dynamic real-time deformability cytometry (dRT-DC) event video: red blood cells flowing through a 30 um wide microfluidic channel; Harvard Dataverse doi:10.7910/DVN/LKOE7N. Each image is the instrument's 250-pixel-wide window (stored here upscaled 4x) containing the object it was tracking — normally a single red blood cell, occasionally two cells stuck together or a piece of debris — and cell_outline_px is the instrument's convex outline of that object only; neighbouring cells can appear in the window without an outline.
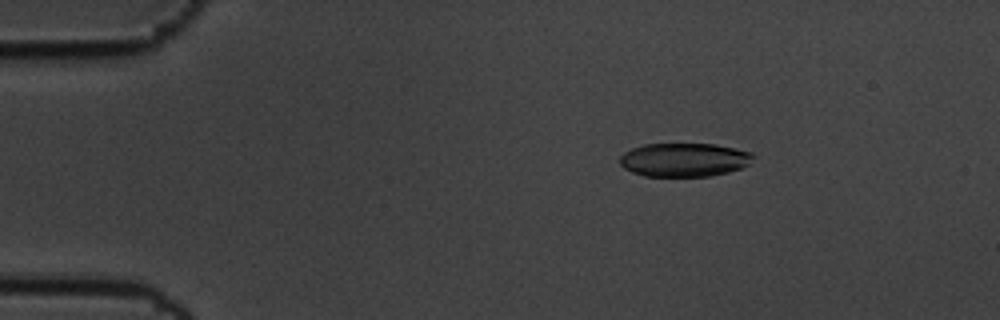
{"species": "common noctule bat (a hibernating species)", "species_latin": "Nyctalus noctula", "temperature_condition": "cold", "stored_images_in_passage": 58, "camera_frame_rate_fps": 3000, "um_per_image_px": 0.085, "animal": {"sex": "male", "body_mass_g": 19.5, "forearm_length_mm": 54.6}, "frame": {"image": 1, "passage_image": 10, "time_ms": 3.0, "image_size_px": [1000, 320], "cell_outline_px": [[756, 156], [748, 164], [740, 168], [728, 172], [712, 176], [644, 176], [632, 172], [624, 168], [620, 164], [620, 156], [624, 152], [632, 148], [644, 144], [716, 144], [736, 148], [752, 152]], "centroid_in_image_um": [58.17, 13.58], "position_along_channel_um": 26.8, "area_um2": 26.3}}
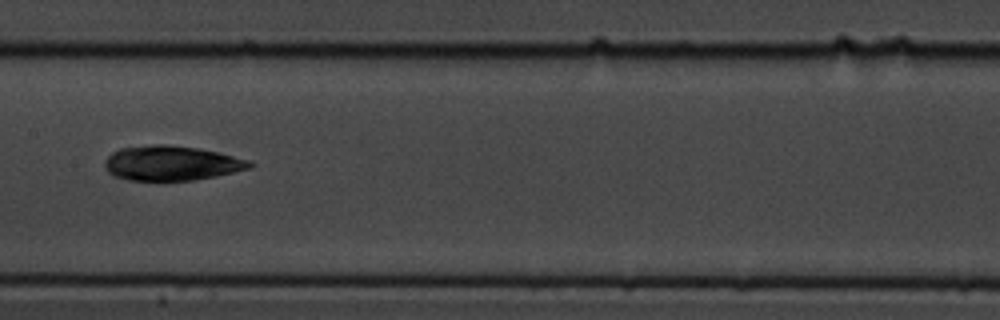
{"frame": {"image": 2, "passage_image": 30, "time_ms": 9.667, "image_size_px": [1000, 320], "cell_outline_px": [[256, 164], [248, 168], [216, 176], [192, 180], [128, 180], [112, 176], [104, 168], [104, 160], [112, 152], [120, 148], [156, 144], [164, 144], [196, 148], [220, 152], [248, 160]], "centroid_in_image_um": [14.53, 13.87], "position_along_channel_um": 192.9, "area_um2": 29.3}}
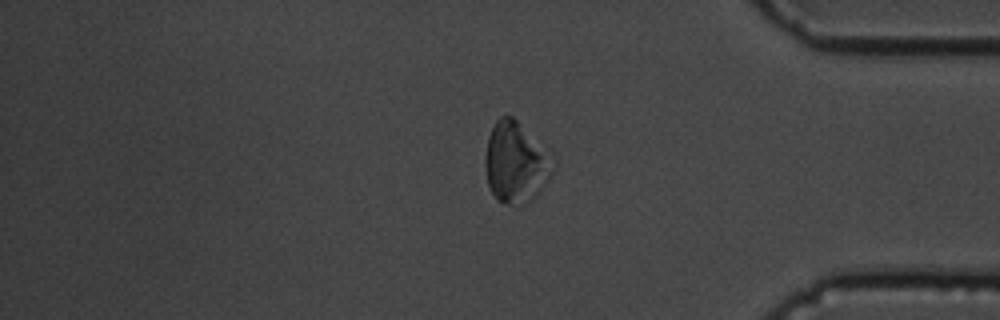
{"frame": {"image": 3, "passage_image": 49, "time_ms": 16.0, "image_size_px": [1000, 320], "cell_outline_px": [[556, 168], [540, 192], [528, 204], [504, 204], [496, 200], [488, 184], [484, 164], [484, 160], [488, 136], [496, 120], [500, 116], [512, 116], [556, 160]], "centroid_in_image_um": [43.85, 13.86], "position_along_channel_um": 391.4, "area_um2": 32.14}, "authors_computed_cell_mechanics": {"area_um2": 28.2064, "velocity_mm_per_s": 3.4618, "shape_relaxation_time_tau1_ms": 2.9701, "shape_relaxation_time_tau2_ms": 4.8178, "deformation_change_tau1": 0.1035, "deformation_change_tau2": 0.1232}}